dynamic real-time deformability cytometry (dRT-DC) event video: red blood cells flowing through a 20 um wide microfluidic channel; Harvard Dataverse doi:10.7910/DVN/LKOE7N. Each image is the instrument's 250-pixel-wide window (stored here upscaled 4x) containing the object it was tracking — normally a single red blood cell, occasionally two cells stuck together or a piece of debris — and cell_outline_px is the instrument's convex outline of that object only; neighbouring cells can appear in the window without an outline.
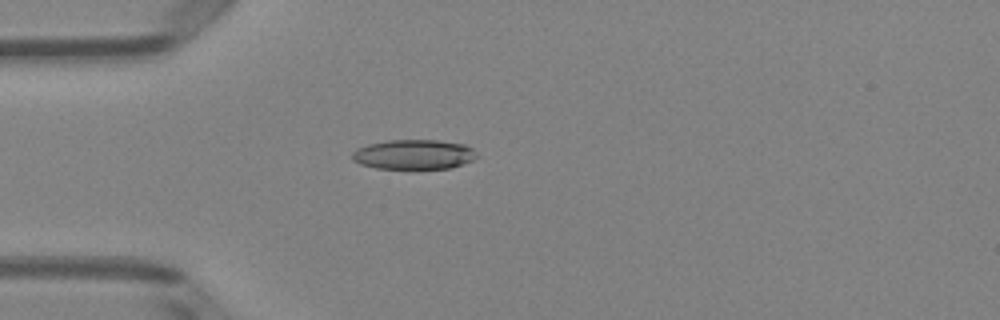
{"species": "Egyptian fruit bat (a non-hibernating species)", "species_latin": "Rousettus aegyptiacus", "temperature_condition": "room temperature", "stored_images_in_passage": 38, "camera_frame_rate_fps": 3000, "um_per_image_px": 0.085, "animal": {"sex": "female"}, "frame": {"image": 1, "passage_image": 1, "time_ms": 0.0, "image_size_px": [1000, 320], "cell_outline_px": [[480, 156], [472, 160], [452, 168], [376, 168], [360, 164], [352, 160], [352, 152], [356, 148], [368, 144], [388, 140], [436, 140], [464, 144], [472, 148]], "centroid_in_image_um": [35.17, 13.12], "position_along_channel_um": 49.8, "area_um2": 21.62}}
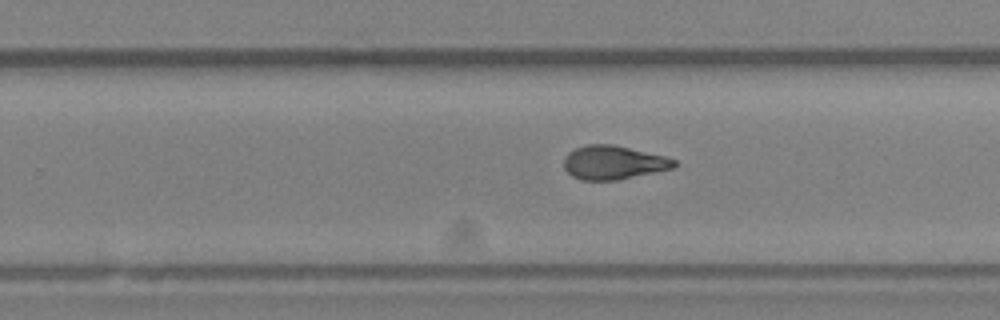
{"frame": {"image": 2, "passage_image": 19, "time_ms": 6.0, "image_size_px": [1000, 320], "cell_outline_px": [[680, 164], [676, 168], [616, 180], [580, 180], [572, 176], [564, 168], [564, 156], [568, 152], [576, 148], [588, 144], [612, 144], [664, 156], [676, 160]], "centroid_in_image_um": [52.16, 13.82], "position_along_channel_um": 277.6, "area_um2": 21.79}}
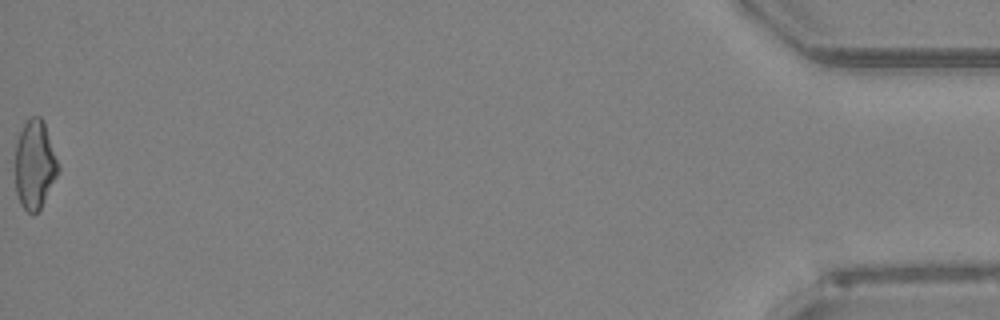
{"frame": {"image": 3, "passage_image": 38, "time_ms": 12.333, "image_size_px": [1000, 320], "cell_outline_px": [[60, 172], [40, 208], [36, 212], [28, 212], [20, 204], [16, 192], [16, 140], [24, 124], [32, 116], [40, 116], [44, 120], [60, 164]], "centroid_in_image_um": [2.99, 13.96], "position_along_channel_um": 432.2, "area_um2": 22.43}, "authors_computed_cell_mechanics": {"area_um2": 22.0507, "velocity_mm_per_s": 4.0051, "shape_relaxation_time_tau1_ms": 7.7214, "shape_relaxation_time_tau2_ms": 2.4537, "deformation_change_tau1": 0.2192, "deformation_change_tau2": 0.0958}}